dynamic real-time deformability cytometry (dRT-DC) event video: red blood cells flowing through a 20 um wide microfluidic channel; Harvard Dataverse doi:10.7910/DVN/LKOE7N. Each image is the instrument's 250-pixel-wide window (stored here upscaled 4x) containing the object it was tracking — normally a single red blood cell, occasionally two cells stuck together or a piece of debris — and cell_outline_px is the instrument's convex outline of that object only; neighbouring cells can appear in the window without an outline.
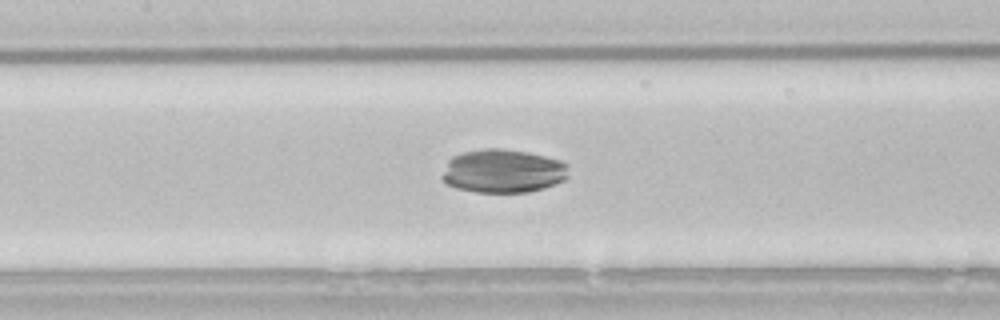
{"species": "common noctule bat (a hibernating species)", "species_latin": "Nyctalus noctula", "temperature_condition": "room temperature", "stored_images_in_passage": 39, "camera_frame_rate_fps": 3000, "um_per_image_px": 0.085, "animal": {"sex": "male", "body_mass_g": 21.5, "forearm_length_mm": 52.0}, "frame": {"image": 1, "passage_image": 11, "time_ms": 3.333, "image_size_px": [1000, 320], "cell_outline_px": [[568, 176], [564, 180], [544, 188], [528, 192], [476, 192], [456, 188], [448, 184], [440, 176], [448, 160], [452, 156], [464, 152], [484, 148], [500, 148], [528, 152], [560, 160], [568, 164]], "centroid_in_image_um": [42.75, 14.54], "position_along_channel_um": 164.7, "area_um2": 32.25}}
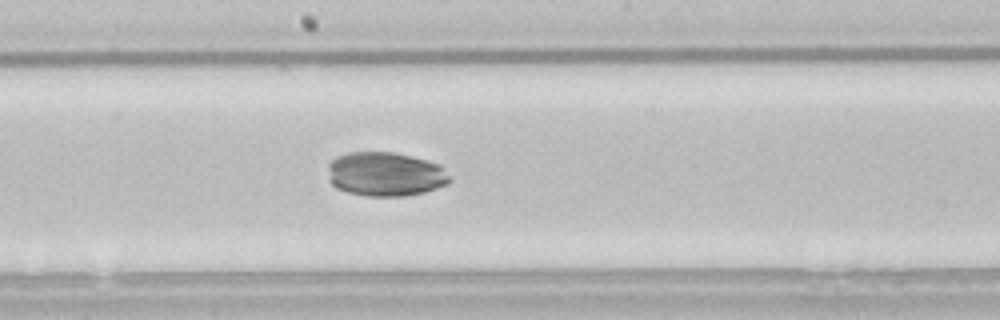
{"frame": {"image": 2, "passage_image": 15, "time_ms": 4.667, "image_size_px": [1000, 320], "cell_outline_px": [[452, 180], [448, 184], [424, 192], [404, 196], [368, 196], [348, 192], [336, 188], [328, 180], [328, 164], [336, 156], [348, 152], [396, 152], [428, 160], [440, 164], [444, 168]], "centroid_in_image_um": [32.76, 14.79], "position_along_channel_um": 215.4, "area_um2": 31.73}}